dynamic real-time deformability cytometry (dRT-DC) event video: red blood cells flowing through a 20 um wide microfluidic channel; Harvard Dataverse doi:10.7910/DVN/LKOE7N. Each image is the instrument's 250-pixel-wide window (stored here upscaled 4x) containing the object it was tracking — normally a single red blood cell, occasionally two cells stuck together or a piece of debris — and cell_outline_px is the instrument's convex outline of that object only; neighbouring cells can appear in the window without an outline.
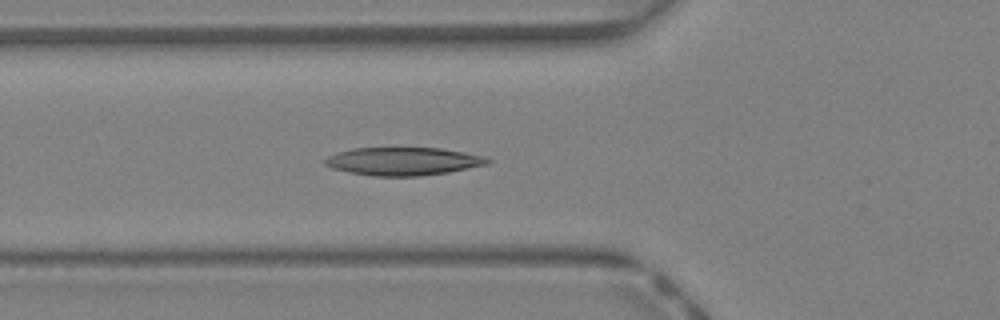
{"species": "Egyptian fruit bat (a non-hibernating species)", "species_latin": "Rousettus aegyptiacus", "temperature_condition": "warm", "stored_images_in_passage": 42, "camera_frame_rate_fps": 3000, "um_per_image_px": 0.085, "animal": {"sex": "female"}, "frame": {"image": 1, "passage_image": 15, "time_ms": 4.667, "image_size_px": [1000, 320], "cell_outline_px": [[492, 160], [488, 164], [448, 172], [420, 176], [372, 176], [332, 168], [324, 164], [324, 160], [328, 156], [352, 148], [440, 148], [464, 152], [484, 156]], "centroid_in_image_um": [34.29, 13.71], "position_along_channel_um": 91.5, "area_um2": 26.36}}
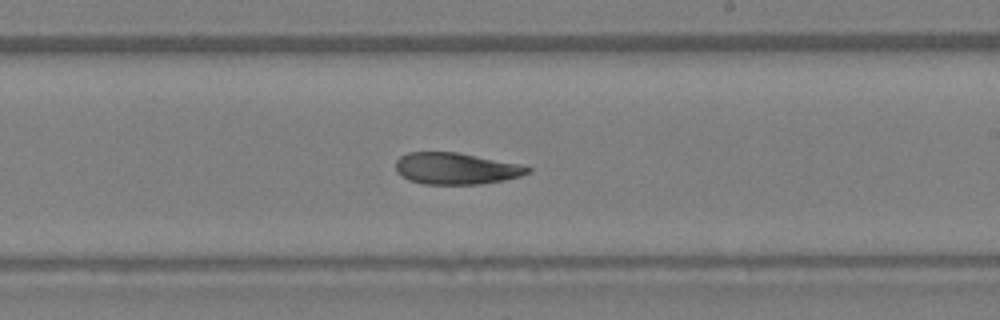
{"frame": {"image": 2, "passage_image": 25, "time_ms": 8.0, "image_size_px": [1000, 320], "cell_outline_px": [[532, 168], [528, 172], [520, 176], [504, 180], [480, 184], [424, 184], [408, 180], [400, 176], [396, 172], [396, 160], [400, 156], [408, 152], [456, 152], [520, 164]], "centroid_in_image_um": [38.71, 14.33], "position_along_channel_um": 250.3, "area_um2": 24.28}}
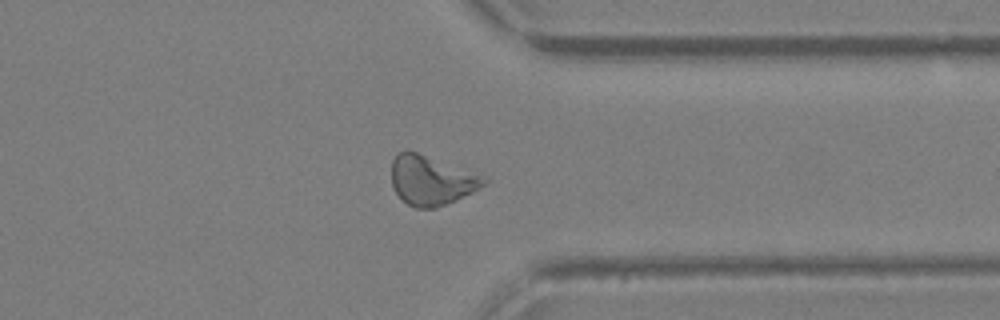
{"frame": {"image": 3, "passage_image": 33, "time_ms": 10.667, "image_size_px": [1000, 320], "cell_outline_px": [[488, 180], [484, 184], [472, 192], [456, 200], [436, 208], [416, 208], [408, 204], [396, 192], [392, 184], [392, 160], [400, 152], [416, 152]], "centroid_in_image_um": [36.59, 15.37], "position_along_channel_um": 374.8, "area_um2": 25.32}, "authors_computed_cell_mechanics": {"area_um2": 27.1949, "velocity_mm_per_s": 4.768, "shape_relaxation_time_tau1_ms": null, "shape_relaxation_time_tau2_ms": 7.1974, "deformation_change_tau1": null, "deformation_change_tau2": 0.1911}}